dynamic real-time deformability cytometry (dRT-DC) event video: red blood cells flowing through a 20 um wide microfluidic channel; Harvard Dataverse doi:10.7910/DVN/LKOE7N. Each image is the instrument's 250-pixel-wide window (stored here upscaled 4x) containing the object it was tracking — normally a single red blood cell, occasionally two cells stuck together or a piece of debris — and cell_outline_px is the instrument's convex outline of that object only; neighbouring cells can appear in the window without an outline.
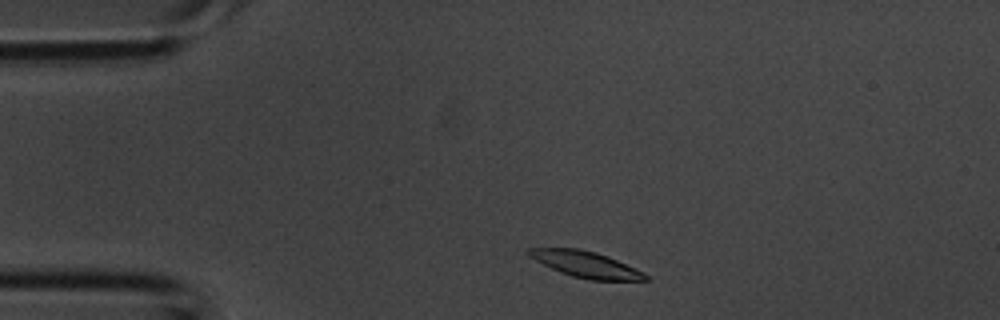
{"species": "common noctule bat (a hibernating species)", "species_latin": "Nyctalus noctula", "temperature_condition": "room temperature", "stored_images_in_passage": 33, "camera_frame_rate_fps": 3000, "um_per_image_px": 0.085, "animal": {"sex": "male", "body_mass_g": 20.1, "forearm_length_mm": 53.5}, "frame": {"image": 1, "passage_image": 2, "time_ms": 0.333, "image_size_px": [1000, 320], "cell_outline_px": [[652, 280], [592, 280], [572, 276], [560, 272], [528, 256], [524, 252], [528, 248], [580, 248], [596, 252], [608, 256], [644, 272]], "centroid_in_image_um": [49.79, 22.46], "position_along_channel_um": 35.2, "area_um2": 17.74}}
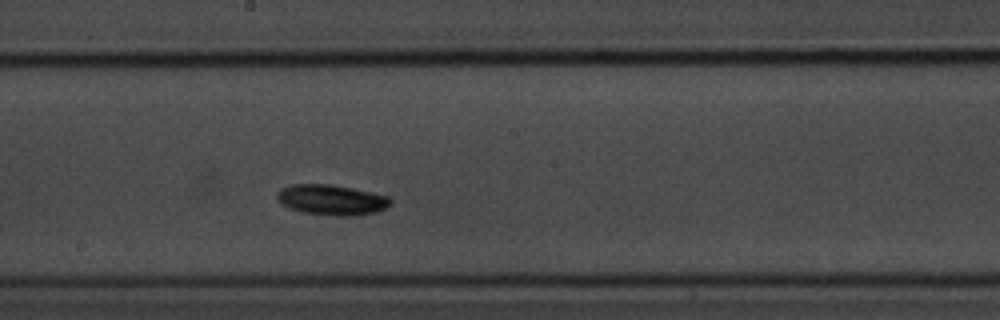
{"frame": {"image": 2, "passage_image": 15, "time_ms": 4.667, "image_size_px": [1000, 320], "cell_outline_px": [[392, 204], [376, 212], [352, 216], [340, 216], [300, 212], [288, 208], [280, 204], [276, 200], [276, 196], [280, 188], [292, 184], [332, 184], [352, 188], [388, 196], [392, 200]], "centroid_in_image_um": [28.14, 16.98], "position_along_channel_um": 220.1, "area_um2": 20.29}}
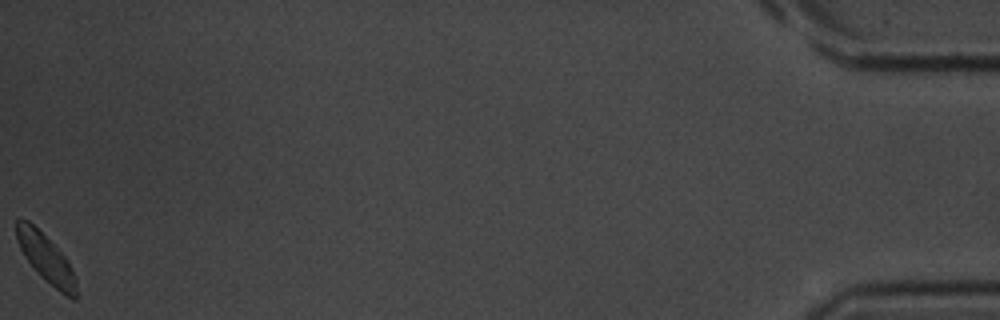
{"frame": {"image": 3, "passage_image": 33, "time_ms": 10.667, "image_size_px": [1000, 320], "cell_outline_px": [[76, 296], [72, 300], [64, 296], [44, 280], [32, 268], [24, 256], [16, 240], [16, 220], [28, 220], [68, 260], [76, 276]], "centroid_in_image_um": [3.91, 22.03], "position_along_channel_um": 431.3, "area_um2": 16.76}}